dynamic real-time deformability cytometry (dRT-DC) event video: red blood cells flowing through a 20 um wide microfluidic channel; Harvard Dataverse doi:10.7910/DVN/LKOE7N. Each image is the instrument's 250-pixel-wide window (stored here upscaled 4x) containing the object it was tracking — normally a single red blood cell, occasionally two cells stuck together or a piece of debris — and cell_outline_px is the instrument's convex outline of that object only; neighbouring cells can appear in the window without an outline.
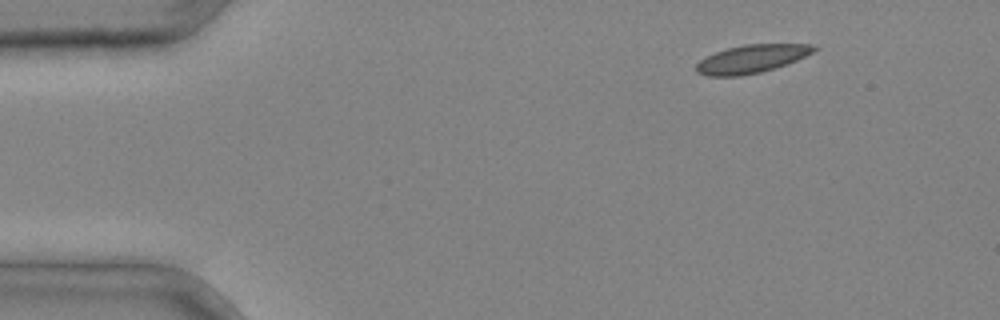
{"species": "common noctule bat (a hibernating species)", "species_latin": "Nyctalus noctula", "temperature_condition": "cold", "stored_images_in_passage": 4, "camera_frame_rate_fps": 3000, "um_per_image_px": 0.085, "animal": {"sex": "male", "body_mass_g": 20.4}, "frame": {"image": 1, "passage_image": 1, "time_ms": 0.0, "image_size_px": [1000, 320], "cell_outline_px": [[820, 48], [796, 60], [760, 72], [740, 76], [708, 76], [696, 72], [696, 64], [700, 60], [716, 52], [728, 48], [744, 44], [816, 44]], "centroid_in_image_um": [63.89, 4.99], "position_along_channel_um": 21.1, "area_um2": 19.07}}
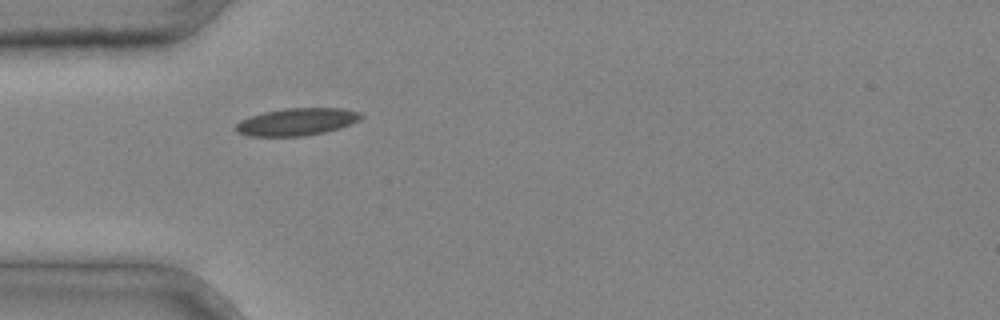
{"frame": {"image": 2, "passage_image": 3, "time_ms": 0.667, "image_size_px": [1000, 320], "cell_outline_px": [[364, 116], [360, 120], [340, 128], [324, 132], [304, 136], [248, 136], [236, 132], [232, 128], [240, 120], [264, 112], [284, 108], [344, 108], [360, 112]], "centroid_in_image_um": [25.22, 10.35], "position_along_channel_um": 59.8, "area_um2": 20.11}}